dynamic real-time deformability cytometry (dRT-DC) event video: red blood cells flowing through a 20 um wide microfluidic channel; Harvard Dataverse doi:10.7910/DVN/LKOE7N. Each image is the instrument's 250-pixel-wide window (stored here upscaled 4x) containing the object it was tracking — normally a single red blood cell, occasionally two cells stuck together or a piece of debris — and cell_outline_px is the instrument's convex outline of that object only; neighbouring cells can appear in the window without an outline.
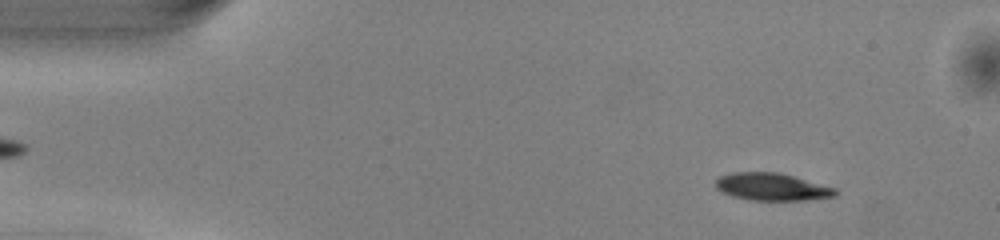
{"species": "common noctule bat (a hibernating species)", "species_latin": "Nyctalus noctula", "temperature_condition": "warm", "stored_images_in_passage": 46, "camera_frame_rate_fps": 3000, "um_per_image_px": 0.085, "animal": {"sex": "male", "body_mass_g": 13.0, "forearm_length_mm": 53.1}, "frame": {"image": 1, "passage_image": 2, "time_ms": 0.333, "image_size_px": [1000, 240], "cell_outline_px": [[836, 196], [808, 200], [748, 200], [732, 196], [716, 188], [716, 180], [720, 176], [732, 172], [780, 172], [836, 188]], "centroid_in_image_um": [65.62, 15.88], "position_along_channel_um": 19.4, "area_um2": 19.13}}
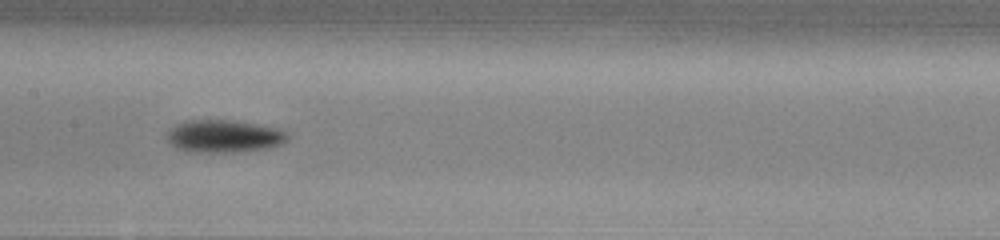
{"frame": {"image": 2, "passage_image": 21, "time_ms": 6.667, "image_size_px": [1000, 240], "cell_outline_px": [[288, 136], [280, 144], [264, 148], [236, 152], [188, 152], [176, 148], [164, 136], [176, 124], [184, 120], [228, 120], [256, 124], [276, 128], [284, 132]], "centroid_in_image_um": [18.94, 11.58], "position_along_channel_um": 188.5, "area_um2": 22.6}}
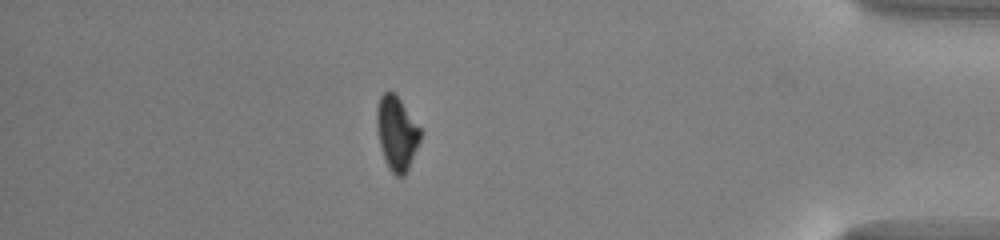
{"frame": {"image": 3, "passage_image": 40, "time_ms": 13.0, "image_size_px": [1000, 240], "cell_outline_px": [[424, 132], [408, 168], [404, 176], [396, 176], [392, 172], [384, 156], [380, 144], [376, 124], [376, 108], [380, 96], [384, 92], [392, 92], [400, 100]], "centroid_in_image_um": [33.74, 11.3], "position_along_channel_um": 401.5, "area_um2": 18.55}, "authors_computed_cell_mechanics": {"area_um2": 20.0566, "velocity_mm_per_s": 4.0768, "shape_relaxation_time_tau1_ms": 1.9759, "shape_relaxation_time_tau2_ms": null, "deformation_change_tau1": 0.12, "deformation_change_tau2": null}}